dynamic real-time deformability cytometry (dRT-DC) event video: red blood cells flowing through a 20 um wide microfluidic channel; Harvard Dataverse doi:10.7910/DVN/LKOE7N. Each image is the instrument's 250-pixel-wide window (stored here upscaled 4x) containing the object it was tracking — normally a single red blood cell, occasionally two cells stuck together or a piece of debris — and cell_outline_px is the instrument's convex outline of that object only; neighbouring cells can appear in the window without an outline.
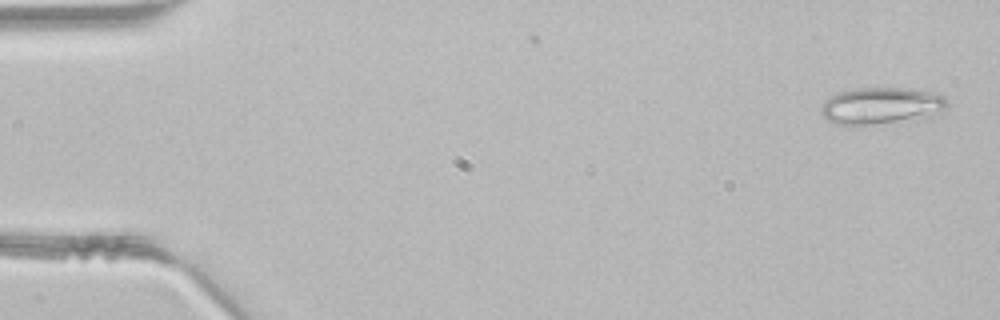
{"species": "common noctule bat (a hibernating species)", "species_latin": "Nyctalus noctula", "temperature_condition": "room temperature", "stored_images_in_passage": 45, "camera_frame_rate_fps": 3000, "um_per_image_px": 0.085, "animal": {"sex": "male", "body_mass_g": 21.5, "forearm_length_mm": 52.0}, "frame": {"image": 1, "passage_image": 1, "time_ms": 0.0, "image_size_px": [1000, 320], "cell_outline_px": [[948, 104], [940, 116], [932, 120], [860, 128], [836, 124], [820, 116], [820, 108], [824, 100], [840, 92], [856, 88], [912, 88], [944, 96], [948, 100]], "centroid_in_image_um": [74.99, 9.09], "position_along_channel_um": 10.0, "area_um2": 29.19}}
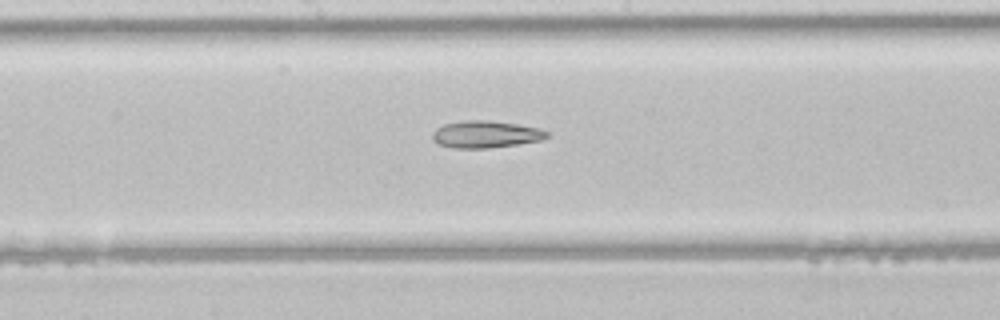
{"frame": {"image": 2, "passage_image": 23, "time_ms": 7.333, "image_size_px": [1000, 320], "cell_outline_px": [[552, 136], [540, 140], [516, 144], [488, 148], [452, 148], [440, 144], [432, 140], [432, 132], [436, 128], [444, 124], [464, 120], [488, 120], [516, 124], [540, 128], [552, 132]], "centroid_in_image_um": [41.31, 11.41], "position_along_channel_um": 206.9, "area_um2": 18.21}}
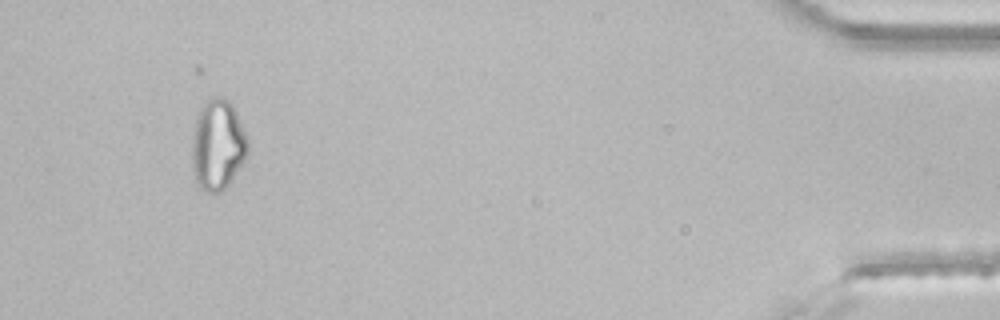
{"frame": {"image": 3, "passage_image": 42, "time_ms": 13.667, "image_size_px": [1000, 320], "cell_outline_px": [[248, 152], [244, 160], [228, 184], [220, 192], [204, 192], [200, 188], [196, 180], [192, 168], [192, 140], [196, 116], [200, 108], [212, 96], [220, 96], [228, 100], [232, 104], [236, 112], [244, 132], [248, 144]], "centroid_in_image_um": [18.48, 12.31], "position_along_channel_um": 416.7, "area_um2": 29.19}}